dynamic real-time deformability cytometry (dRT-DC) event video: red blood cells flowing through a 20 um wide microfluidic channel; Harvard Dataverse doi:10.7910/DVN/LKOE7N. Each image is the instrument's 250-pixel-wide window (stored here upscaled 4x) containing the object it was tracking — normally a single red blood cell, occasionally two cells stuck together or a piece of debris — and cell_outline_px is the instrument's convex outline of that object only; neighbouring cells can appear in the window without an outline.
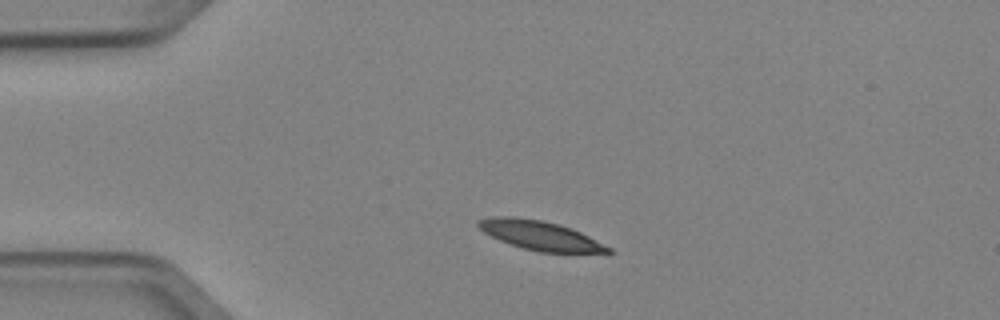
{"species": "Egyptian fruit bat (a non-hibernating species)", "species_latin": "Rousettus aegyptiacus", "temperature_condition": "cold", "stored_images_in_passage": 3, "camera_frame_rate_fps": 3000, "um_per_image_px": 0.085, "animal": {"sex": "female"}, "frame": {"image": 1, "passage_image": 1, "time_ms": 0.0, "image_size_px": [1000, 320], "cell_outline_px": [[616, 252], [608, 256], [540, 252], [524, 248], [500, 240], [484, 232], [476, 224], [476, 220], [492, 216], [512, 216], [540, 220], [560, 224], [572, 228], [612, 248]], "centroid_in_image_um": [46.09, 20.07], "position_along_channel_um": 38.9, "area_um2": 22.95}}
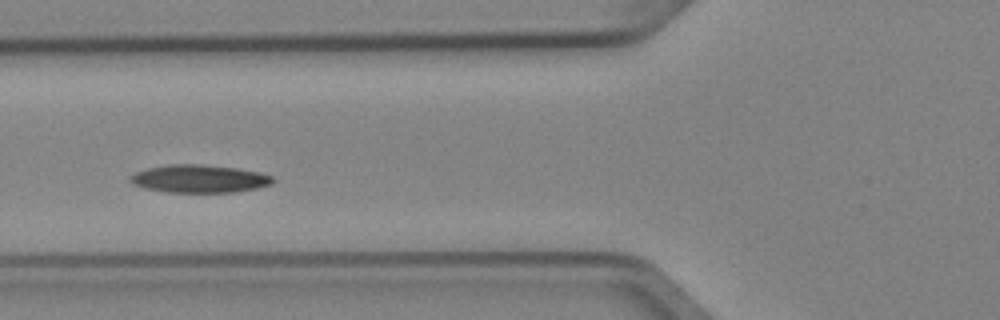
{"frame": {"image": 2, "passage_image": 3, "time_ms": 0.667, "image_size_px": [1000, 320], "cell_outline_px": [[276, 180], [272, 184], [256, 188], [236, 192], [168, 192], [144, 188], [132, 184], [128, 180], [128, 176], [136, 172], [148, 168], [168, 164], [200, 164], [236, 168], [260, 172], [272, 176]], "centroid_in_image_um": [16.93, 15.19], "position_along_channel_um": 108.9, "area_um2": 23.29}}